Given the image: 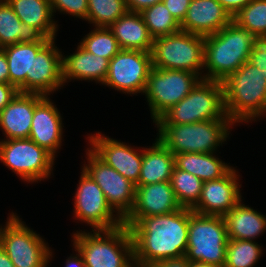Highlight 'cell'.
Here are the masks:
<instances>
[{
	"mask_svg": "<svg viewBox=\"0 0 266 267\" xmlns=\"http://www.w3.org/2000/svg\"><path fill=\"white\" fill-rule=\"evenodd\" d=\"M131 232L134 264L145 266L185 256L188 244L189 208L123 223Z\"/></svg>",
	"mask_w": 266,
	"mask_h": 267,
	"instance_id": "1",
	"label": "cell"
},
{
	"mask_svg": "<svg viewBox=\"0 0 266 267\" xmlns=\"http://www.w3.org/2000/svg\"><path fill=\"white\" fill-rule=\"evenodd\" d=\"M254 35L233 20L205 37L203 79L224 81L249 60Z\"/></svg>",
	"mask_w": 266,
	"mask_h": 267,
	"instance_id": "2",
	"label": "cell"
},
{
	"mask_svg": "<svg viewBox=\"0 0 266 267\" xmlns=\"http://www.w3.org/2000/svg\"><path fill=\"white\" fill-rule=\"evenodd\" d=\"M222 82L225 112L234 123L266 114V79L258 67L246 61Z\"/></svg>",
	"mask_w": 266,
	"mask_h": 267,
	"instance_id": "3",
	"label": "cell"
},
{
	"mask_svg": "<svg viewBox=\"0 0 266 267\" xmlns=\"http://www.w3.org/2000/svg\"><path fill=\"white\" fill-rule=\"evenodd\" d=\"M72 237L86 267H135L133 240L126 225L88 233L81 230Z\"/></svg>",
	"mask_w": 266,
	"mask_h": 267,
	"instance_id": "4",
	"label": "cell"
},
{
	"mask_svg": "<svg viewBox=\"0 0 266 267\" xmlns=\"http://www.w3.org/2000/svg\"><path fill=\"white\" fill-rule=\"evenodd\" d=\"M159 141L173 154L214 153L229 136L234 122L228 119L206 120L192 124H156Z\"/></svg>",
	"mask_w": 266,
	"mask_h": 267,
	"instance_id": "5",
	"label": "cell"
},
{
	"mask_svg": "<svg viewBox=\"0 0 266 267\" xmlns=\"http://www.w3.org/2000/svg\"><path fill=\"white\" fill-rule=\"evenodd\" d=\"M228 118L224 107L223 82L201 79L186 97L165 112L155 124H192Z\"/></svg>",
	"mask_w": 266,
	"mask_h": 267,
	"instance_id": "6",
	"label": "cell"
},
{
	"mask_svg": "<svg viewBox=\"0 0 266 267\" xmlns=\"http://www.w3.org/2000/svg\"><path fill=\"white\" fill-rule=\"evenodd\" d=\"M227 229L223 216L201 215L189 208L188 244L185 257L224 267Z\"/></svg>",
	"mask_w": 266,
	"mask_h": 267,
	"instance_id": "7",
	"label": "cell"
},
{
	"mask_svg": "<svg viewBox=\"0 0 266 267\" xmlns=\"http://www.w3.org/2000/svg\"><path fill=\"white\" fill-rule=\"evenodd\" d=\"M205 37L185 31L154 39L151 58L154 68L185 70L200 75L204 67Z\"/></svg>",
	"mask_w": 266,
	"mask_h": 267,
	"instance_id": "8",
	"label": "cell"
},
{
	"mask_svg": "<svg viewBox=\"0 0 266 267\" xmlns=\"http://www.w3.org/2000/svg\"><path fill=\"white\" fill-rule=\"evenodd\" d=\"M46 245L40 235L13 212L0 228V246L15 267H47L52 252Z\"/></svg>",
	"mask_w": 266,
	"mask_h": 267,
	"instance_id": "9",
	"label": "cell"
},
{
	"mask_svg": "<svg viewBox=\"0 0 266 267\" xmlns=\"http://www.w3.org/2000/svg\"><path fill=\"white\" fill-rule=\"evenodd\" d=\"M201 79L198 74L189 71L153 67L143 93L153 122L186 97Z\"/></svg>",
	"mask_w": 266,
	"mask_h": 267,
	"instance_id": "10",
	"label": "cell"
},
{
	"mask_svg": "<svg viewBox=\"0 0 266 267\" xmlns=\"http://www.w3.org/2000/svg\"><path fill=\"white\" fill-rule=\"evenodd\" d=\"M55 157L31 139L0 141V161L24 181L38 182L48 178Z\"/></svg>",
	"mask_w": 266,
	"mask_h": 267,
	"instance_id": "11",
	"label": "cell"
},
{
	"mask_svg": "<svg viewBox=\"0 0 266 267\" xmlns=\"http://www.w3.org/2000/svg\"><path fill=\"white\" fill-rule=\"evenodd\" d=\"M75 218L95 230H112L123 225V220L114 214L100 186L82 168L79 186L75 193Z\"/></svg>",
	"mask_w": 266,
	"mask_h": 267,
	"instance_id": "12",
	"label": "cell"
},
{
	"mask_svg": "<svg viewBox=\"0 0 266 267\" xmlns=\"http://www.w3.org/2000/svg\"><path fill=\"white\" fill-rule=\"evenodd\" d=\"M152 68L151 52L121 49L109 61L103 84L125 94L144 93Z\"/></svg>",
	"mask_w": 266,
	"mask_h": 267,
	"instance_id": "13",
	"label": "cell"
},
{
	"mask_svg": "<svg viewBox=\"0 0 266 267\" xmlns=\"http://www.w3.org/2000/svg\"><path fill=\"white\" fill-rule=\"evenodd\" d=\"M83 169L100 186L112 210L124 220L135 203L136 185L100 160L89 148Z\"/></svg>",
	"mask_w": 266,
	"mask_h": 267,
	"instance_id": "14",
	"label": "cell"
},
{
	"mask_svg": "<svg viewBox=\"0 0 266 267\" xmlns=\"http://www.w3.org/2000/svg\"><path fill=\"white\" fill-rule=\"evenodd\" d=\"M88 138L92 146L90 150L100 160L137 186L141 173L143 150L138 151L125 142L109 138L99 132Z\"/></svg>",
	"mask_w": 266,
	"mask_h": 267,
	"instance_id": "15",
	"label": "cell"
},
{
	"mask_svg": "<svg viewBox=\"0 0 266 267\" xmlns=\"http://www.w3.org/2000/svg\"><path fill=\"white\" fill-rule=\"evenodd\" d=\"M50 39L33 58L32 76H26V93L48 96L63 83L62 52Z\"/></svg>",
	"mask_w": 266,
	"mask_h": 267,
	"instance_id": "16",
	"label": "cell"
},
{
	"mask_svg": "<svg viewBox=\"0 0 266 267\" xmlns=\"http://www.w3.org/2000/svg\"><path fill=\"white\" fill-rule=\"evenodd\" d=\"M234 169L224 177L204 181L200 199L191 210L201 215L224 216L235 207L242 196Z\"/></svg>",
	"mask_w": 266,
	"mask_h": 267,
	"instance_id": "17",
	"label": "cell"
},
{
	"mask_svg": "<svg viewBox=\"0 0 266 267\" xmlns=\"http://www.w3.org/2000/svg\"><path fill=\"white\" fill-rule=\"evenodd\" d=\"M180 208L170 181L137 185L134 206L123 223H137L143 217L170 214Z\"/></svg>",
	"mask_w": 266,
	"mask_h": 267,
	"instance_id": "18",
	"label": "cell"
},
{
	"mask_svg": "<svg viewBox=\"0 0 266 267\" xmlns=\"http://www.w3.org/2000/svg\"><path fill=\"white\" fill-rule=\"evenodd\" d=\"M233 18L217 0H191L181 31L209 36L227 26Z\"/></svg>",
	"mask_w": 266,
	"mask_h": 267,
	"instance_id": "19",
	"label": "cell"
},
{
	"mask_svg": "<svg viewBox=\"0 0 266 267\" xmlns=\"http://www.w3.org/2000/svg\"><path fill=\"white\" fill-rule=\"evenodd\" d=\"M58 108L45 96L36 106L29 139L54 157L62 143V117ZM57 150V151H56Z\"/></svg>",
	"mask_w": 266,
	"mask_h": 267,
	"instance_id": "20",
	"label": "cell"
},
{
	"mask_svg": "<svg viewBox=\"0 0 266 267\" xmlns=\"http://www.w3.org/2000/svg\"><path fill=\"white\" fill-rule=\"evenodd\" d=\"M45 96L18 93L0 112V128L9 139H27L30 136L35 106Z\"/></svg>",
	"mask_w": 266,
	"mask_h": 267,
	"instance_id": "21",
	"label": "cell"
},
{
	"mask_svg": "<svg viewBox=\"0 0 266 267\" xmlns=\"http://www.w3.org/2000/svg\"><path fill=\"white\" fill-rule=\"evenodd\" d=\"M109 60L94 55L78 45L77 51L62 57L63 83L67 80H95L103 85L107 78Z\"/></svg>",
	"mask_w": 266,
	"mask_h": 267,
	"instance_id": "22",
	"label": "cell"
},
{
	"mask_svg": "<svg viewBox=\"0 0 266 267\" xmlns=\"http://www.w3.org/2000/svg\"><path fill=\"white\" fill-rule=\"evenodd\" d=\"M108 28L122 50L151 52L154 39L140 13L127 12Z\"/></svg>",
	"mask_w": 266,
	"mask_h": 267,
	"instance_id": "23",
	"label": "cell"
},
{
	"mask_svg": "<svg viewBox=\"0 0 266 267\" xmlns=\"http://www.w3.org/2000/svg\"><path fill=\"white\" fill-rule=\"evenodd\" d=\"M223 218L228 239L253 241L266 230V216L245 206L242 200Z\"/></svg>",
	"mask_w": 266,
	"mask_h": 267,
	"instance_id": "24",
	"label": "cell"
},
{
	"mask_svg": "<svg viewBox=\"0 0 266 267\" xmlns=\"http://www.w3.org/2000/svg\"><path fill=\"white\" fill-rule=\"evenodd\" d=\"M174 167V154L156 138L152 147L143 149V161L137 185L170 181Z\"/></svg>",
	"mask_w": 266,
	"mask_h": 267,
	"instance_id": "25",
	"label": "cell"
},
{
	"mask_svg": "<svg viewBox=\"0 0 266 267\" xmlns=\"http://www.w3.org/2000/svg\"><path fill=\"white\" fill-rule=\"evenodd\" d=\"M46 43H16L3 47L9 68V84L19 93H26V76H32L33 58Z\"/></svg>",
	"mask_w": 266,
	"mask_h": 267,
	"instance_id": "26",
	"label": "cell"
},
{
	"mask_svg": "<svg viewBox=\"0 0 266 267\" xmlns=\"http://www.w3.org/2000/svg\"><path fill=\"white\" fill-rule=\"evenodd\" d=\"M22 23L35 27L46 38L55 39L57 26L49 0H6Z\"/></svg>",
	"mask_w": 266,
	"mask_h": 267,
	"instance_id": "27",
	"label": "cell"
},
{
	"mask_svg": "<svg viewBox=\"0 0 266 267\" xmlns=\"http://www.w3.org/2000/svg\"><path fill=\"white\" fill-rule=\"evenodd\" d=\"M35 27L22 23L6 0H0V48L16 43L48 42Z\"/></svg>",
	"mask_w": 266,
	"mask_h": 267,
	"instance_id": "28",
	"label": "cell"
},
{
	"mask_svg": "<svg viewBox=\"0 0 266 267\" xmlns=\"http://www.w3.org/2000/svg\"><path fill=\"white\" fill-rule=\"evenodd\" d=\"M175 167L204 181L226 176L234 167L221 161L213 153L187 152L174 154Z\"/></svg>",
	"mask_w": 266,
	"mask_h": 267,
	"instance_id": "29",
	"label": "cell"
},
{
	"mask_svg": "<svg viewBox=\"0 0 266 267\" xmlns=\"http://www.w3.org/2000/svg\"><path fill=\"white\" fill-rule=\"evenodd\" d=\"M170 184L181 207L192 209L198 203L203 187L200 178L174 167Z\"/></svg>",
	"mask_w": 266,
	"mask_h": 267,
	"instance_id": "30",
	"label": "cell"
},
{
	"mask_svg": "<svg viewBox=\"0 0 266 267\" xmlns=\"http://www.w3.org/2000/svg\"><path fill=\"white\" fill-rule=\"evenodd\" d=\"M140 14L153 39L181 30L180 23L170 14L163 2L144 9Z\"/></svg>",
	"mask_w": 266,
	"mask_h": 267,
	"instance_id": "31",
	"label": "cell"
},
{
	"mask_svg": "<svg viewBox=\"0 0 266 267\" xmlns=\"http://www.w3.org/2000/svg\"><path fill=\"white\" fill-rule=\"evenodd\" d=\"M262 250L254 240L228 239L224 267H253Z\"/></svg>",
	"mask_w": 266,
	"mask_h": 267,
	"instance_id": "32",
	"label": "cell"
},
{
	"mask_svg": "<svg viewBox=\"0 0 266 267\" xmlns=\"http://www.w3.org/2000/svg\"><path fill=\"white\" fill-rule=\"evenodd\" d=\"M127 12L125 0H88L87 21L95 27H109Z\"/></svg>",
	"mask_w": 266,
	"mask_h": 267,
	"instance_id": "33",
	"label": "cell"
},
{
	"mask_svg": "<svg viewBox=\"0 0 266 267\" xmlns=\"http://www.w3.org/2000/svg\"><path fill=\"white\" fill-rule=\"evenodd\" d=\"M79 44L86 51L109 61L121 50L118 41L108 27H95Z\"/></svg>",
	"mask_w": 266,
	"mask_h": 267,
	"instance_id": "34",
	"label": "cell"
},
{
	"mask_svg": "<svg viewBox=\"0 0 266 267\" xmlns=\"http://www.w3.org/2000/svg\"><path fill=\"white\" fill-rule=\"evenodd\" d=\"M233 21L254 36H266V0H251Z\"/></svg>",
	"mask_w": 266,
	"mask_h": 267,
	"instance_id": "35",
	"label": "cell"
},
{
	"mask_svg": "<svg viewBox=\"0 0 266 267\" xmlns=\"http://www.w3.org/2000/svg\"><path fill=\"white\" fill-rule=\"evenodd\" d=\"M52 12L56 10L87 21L88 0H49Z\"/></svg>",
	"mask_w": 266,
	"mask_h": 267,
	"instance_id": "36",
	"label": "cell"
},
{
	"mask_svg": "<svg viewBox=\"0 0 266 267\" xmlns=\"http://www.w3.org/2000/svg\"><path fill=\"white\" fill-rule=\"evenodd\" d=\"M248 61L258 67L266 79V36L254 37L253 48Z\"/></svg>",
	"mask_w": 266,
	"mask_h": 267,
	"instance_id": "37",
	"label": "cell"
},
{
	"mask_svg": "<svg viewBox=\"0 0 266 267\" xmlns=\"http://www.w3.org/2000/svg\"><path fill=\"white\" fill-rule=\"evenodd\" d=\"M170 14L181 23L186 16L191 0H162Z\"/></svg>",
	"mask_w": 266,
	"mask_h": 267,
	"instance_id": "38",
	"label": "cell"
},
{
	"mask_svg": "<svg viewBox=\"0 0 266 267\" xmlns=\"http://www.w3.org/2000/svg\"><path fill=\"white\" fill-rule=\"evenodd\" d=\"M19 93V90L9 84V83H0V112L7 106Z\"/></svg>",
	"mask_w": 266,
	"mask_h": 267,
	"instance_id": "39",
	"label": "cell"
},
{
	"mask_svg": "<svg viewBox=\"0 0 266 267\" xmlns=\"http://www.w3.org/2000/svg\"><path fill=\"white\" fill-rule=\"evenodd\" d=\"M229 15L234 18L251 0H217Z\"/></svg>",
	"mask_w": 266,
	"mask_h": 267,
	"instance_id": "40",
	"label": "cell"
},
{
	"mask_svg": "<svg viewBox=\"0 0 266 267\" xmlns=\"http://www.w3.org/2000/svg\"><path fill=\"white\" fill-rule=\"evenodd\" d=\"M128 12L140 13L144 9L151 7L162 0H125Z\"/></svg>",
	"mask_w": 266,
	"mask_h": 267,
	"instance_id": "41",
	"label": "cell"
},
{
	"mask_svg": "<svg viewBox=\"0 0 266 267\" xmlns=\"http://www.w3.org/2000/svg\"><path fill=\"white\" fill-rule=\"evenodd\" d=\"M189 261L185 256L179 258H172L163 260L160 263L148 264L145 266H137V267H188Z\"/></svg>",
	"mask_w": 266,
	"mask_h": 267,
	"instance_id": "42",
	"label": "cell"
},
{
	"mask_svg": "<svg viewBox=\"0 0 266 267\" xmlns=\"http://www.w3.org/2000/svg\"><path fill=\"white\" fill-rule=\"evenodd\" d=\"M0 83H9V68L3 48H0Z\"/></svg>",
	"mask_w": 266,
	"mask_h": 267,
	"instance_id": "43",
	"label": "cell"
},
{
	"mask_svg": "<svg viewBox=\"0 0 266 267\" xmlns=\"http://www.w3.org/2000/svg\"><path fill=\"white\" fill-rule=\"evenodd\" d=\"M75 251L78 254L72 257L70 256L68 259H66V267H86L82 255L76 249Z\"/></svg>",
	"mask_w": 266,
	"mask_h": 267,
	"instance_id": "44",
	"label": "cell"
},
{
	"mask_svg": "<svg viewBox=\"0 0 266 267\" xmlns=\"http://www.w3.org/2000/svg\"><path fill=\"white\" fill-rule=\"evenodd\" d=\"M0 267H15L5 250L0 246Z\"/></svg>",
	"mask_w": 266,
	"mask_h": 267,
	"instance_id": "45",
	"label": "cell"
},
{
	"mask_svg": "<svg viewBox=\"0 0 266 267\" xmlns=\"http://www.w3.org/2000/svg\"><path fill=\"white\" fill-rule=\"evenodd\" d=\"M188 267H219V266L200 261H194V262L189 261Z\"/></svg>",
	"mask_w": 266,
	"mask_h": 267,
	"instance_id": "46",
	"label": "cell"
}]
</instances>
